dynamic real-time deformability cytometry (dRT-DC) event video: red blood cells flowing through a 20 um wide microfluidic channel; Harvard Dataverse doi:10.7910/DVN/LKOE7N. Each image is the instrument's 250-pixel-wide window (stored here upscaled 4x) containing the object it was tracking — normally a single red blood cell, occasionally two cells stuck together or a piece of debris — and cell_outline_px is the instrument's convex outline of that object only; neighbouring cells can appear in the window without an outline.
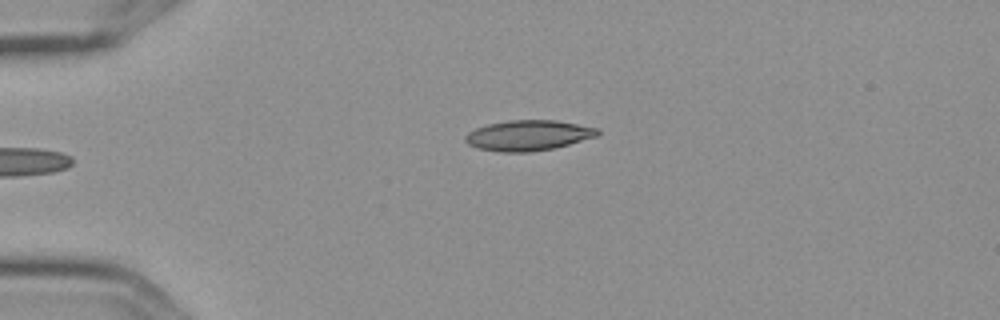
{"species": "Egyptian fruit bat (a non-hibernating species)", "species_latin": "Rousettus aegyptiacus", "temperature_condition": "cold", "stored_images_in_passage": 6, "camera_frame_rate_fps": 3000, "um_per_image_px": 0.085, "frame": {"image": 1, "passage_image": 6, "time_ms": 1.667, "image_size_px": [1000, 320], "cell_outline_px": [[600, 132], [596, 136], [568, 144], [552, 148], [528, 152], [500, 152], [476, 148], [468, 144], [464, 140], [464, 136], [468, 132], [476, 128], [488, 124], [508, 120], [556, 120], [600, 128]], "centroid_in_image_um": [44.87, 11.5], "position_along_channel_um": 40.1, "area_um2": 23.41}}